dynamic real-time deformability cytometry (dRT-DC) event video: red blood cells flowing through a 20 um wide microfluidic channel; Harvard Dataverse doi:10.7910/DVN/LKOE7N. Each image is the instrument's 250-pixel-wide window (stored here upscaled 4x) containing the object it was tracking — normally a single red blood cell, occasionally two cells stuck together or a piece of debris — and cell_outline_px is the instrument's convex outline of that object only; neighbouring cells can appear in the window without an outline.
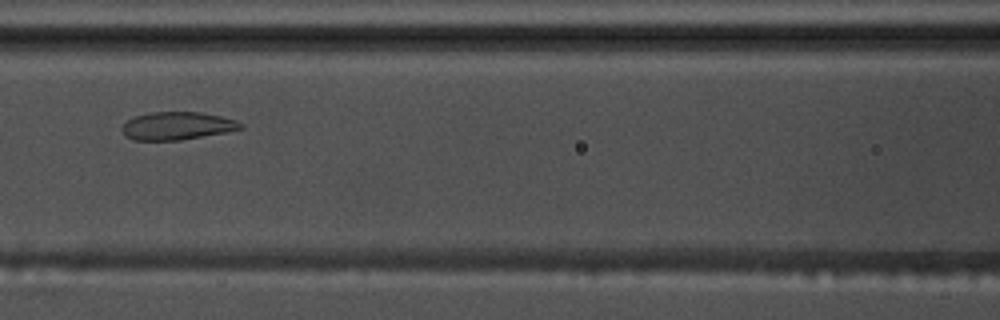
{"species": "common noctule bat (a hibernating species)", "species_latin": "Nyctalus noctula", "temperature_condition": "warm", "stored_images_in_passage": 50, "camera_frame_rate_fps": 3000, "um_per_image_px": 0.085, "animal": {"sex": "male", "body_mass_g": 17.5, "forearm_length_mm": 52.3}, "frame": {"image": 1, "passage_image": 19, "time_ms": 6.0, "image_size_px": [1000, 320], "cell_outline_px": [[244, 128], [228, 132], [180, 140], [132, 140], [124, 136], [120, 128], [128, 120], [136, 116], [152, 112], [200, 112], [220, 116], [236, 120], [244, 124]], "centroid_in_image_um": [15.07, 10.7], "position_along_channel_um": 151.5, "area_um2": 19.36}}
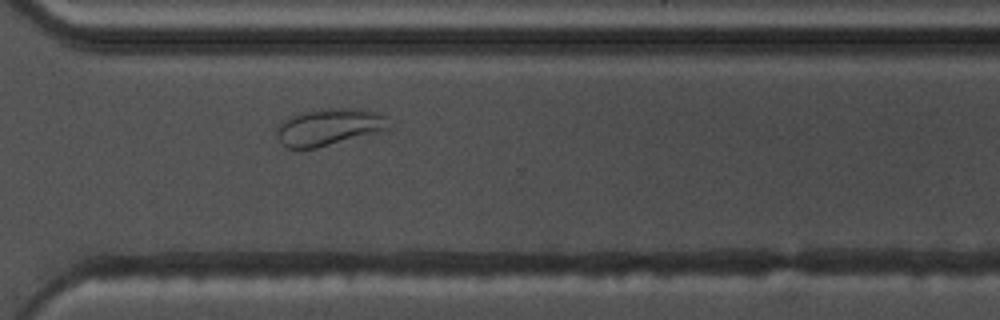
{"frame": {"image": 2, "passage_image": 35, "time_ms": 11.333, "image_size_px": [1000, 320], "cell_outline_px": [[392, 124], [388, 128], [376, 132], [316, 148], [288, 148], [280, 144], [276, 136], [276, 128], [280, 120], [296, 112], [320, 108], [356, 108], [380, 112]], "centroid_in_image_um": [27.88, 10.76], "position_along_channel_um": 342.7, "area_um2": 24.57}}
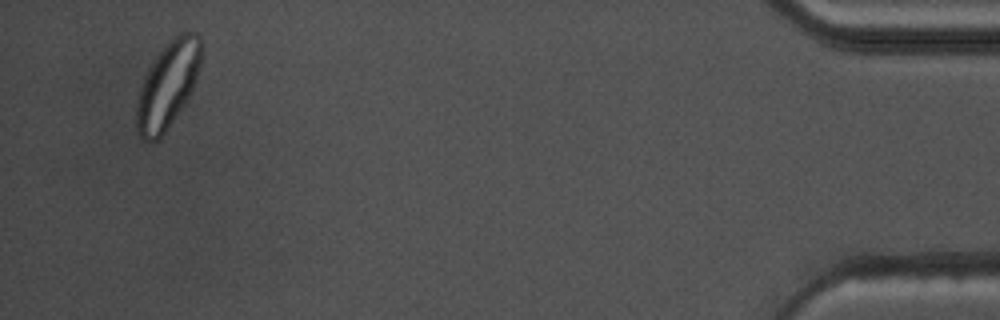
{"frame": {"image": 3, "passage_image": 48, "time_ms": 15.667, "image_size_px": [1000, 320], "cell_outline_px": [[200, 64], [196, 80], [184, 104], [160, 140], [152, 144], [148, 144], [136, 132], [136, 100], [140, 84], [152, 60], [168, 40], [180, 32], [196, 32], [200, 36]], "centroid_in_image_um": [14.21, 7.26], "position_along_channel_um": 421.0, "area_um2": 33.06}, "authors_computed_cell_mechanics": {"area_um2": 23.7269, "velocity_mm_per_s": 3.5957, "shape_relaxation_time_tau1_ms": null, "shape_relaxation_time_tau2_ms": 0.9853, "deformation_change_tau1": null, "deformation_change_tau2": 0.0522}}